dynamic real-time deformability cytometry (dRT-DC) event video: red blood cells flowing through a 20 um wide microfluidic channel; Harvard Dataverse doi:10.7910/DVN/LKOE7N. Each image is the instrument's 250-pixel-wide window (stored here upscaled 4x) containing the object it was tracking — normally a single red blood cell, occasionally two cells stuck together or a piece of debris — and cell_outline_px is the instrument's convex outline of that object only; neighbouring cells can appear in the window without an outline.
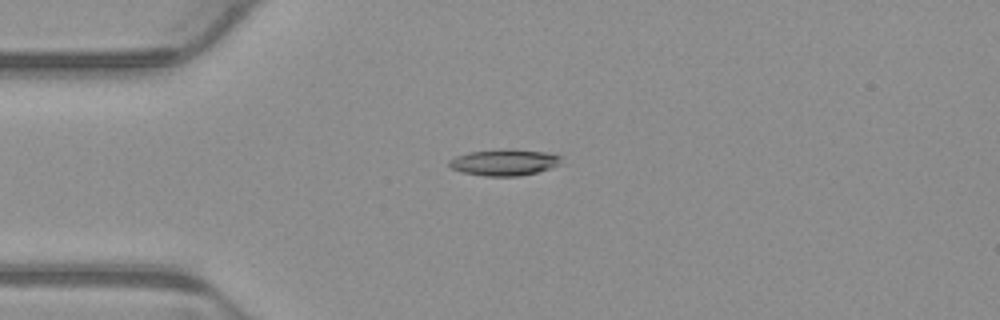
{"species": "common noctule bat (a hibernating species)", "species_latin": "Nyctalus noctula", "temperature_condition": "warm", "stored_images_in_passage": 5, "camera_frame_rate_fps": 3000, "um_per_image_px": 0.085, "animal": {"sex": "male", "body_mass_g": 23.1, "forearm_length_mm": 52.7}, "frame": {"image": 1, "passage_image": 4, "time_ms": 1.0, "image_size_px": [1000, 320], "cell_outline_px": [[560, 164], [552, 168], [520, 176], [484, 176], [464, 172], [452, 168], [448, 164], [448, 160], [456, 156], [468, 152], [504, 148], [508, 148], [548, 152], [560, 156]], "centroid_in_image_um": [42.87, 13.78], "position_along_channel_um": 42.1, "area_um2": 17.34}}